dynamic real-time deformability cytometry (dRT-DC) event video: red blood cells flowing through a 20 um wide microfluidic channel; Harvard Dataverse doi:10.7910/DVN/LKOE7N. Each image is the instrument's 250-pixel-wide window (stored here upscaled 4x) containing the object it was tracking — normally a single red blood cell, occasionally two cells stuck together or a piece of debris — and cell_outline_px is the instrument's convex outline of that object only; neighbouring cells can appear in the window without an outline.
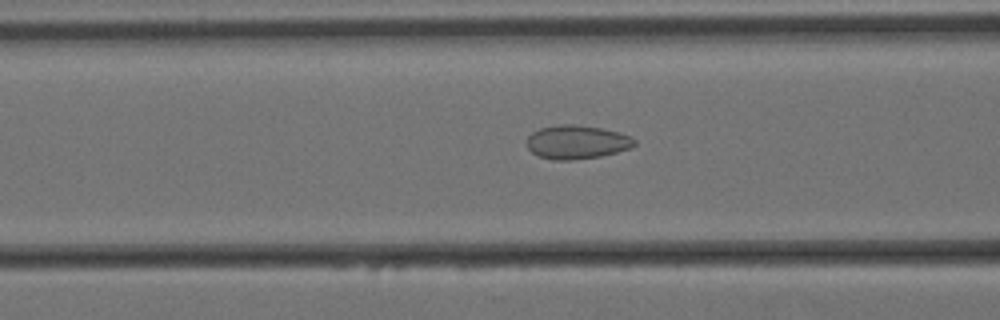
{"species": "Egyptian fruit bat (a non-hibernating species)", "species_latin": "Rousettus aegyptiacus", "temperature_condition": "cold", "stored_images_in_passage": 58, "camera_frame_rate_fps": 3000, "um_per_image_px": 0.085, "animal": {"sex": "female"}, "frame": {"image": 1, "passage_image": 22, "time_ms": 7.0, "image_size_px": [1000, 320], "cell_outline_px": [[636, 144], [628, 148], [616, 152], [600, 156], [568, 160], [552, 160], [540, 156], [532, 152], [528, 148], [528, 136], [532, 132], [540, 128], [560, 124], [576, 124], [600, 128], [632, 136], [636, 140]], "centroid_in_image_um": [49.02, 12.07], "position_along_channel_um": 117.6, "area_um2": 20.92}}
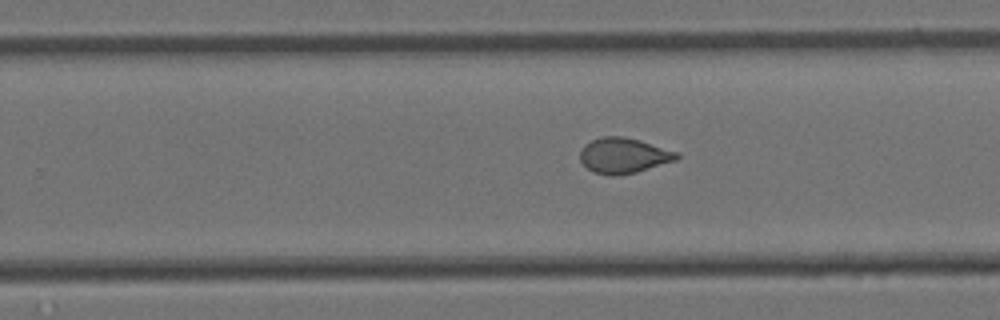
{"frame": {"image": 2, "passage_image": 36, "time_ms": 11.667, "image_size_px": [1000, 320], "cell_outline_px": [[680, 156], [676, 160], [636, 172], [620, 176], [612, 176], [592, 172], [580, 160], [580, 148], [584, 144], [592, 140], [604, 136], [624, 136], [640, 140], [680, 152]], "centroid_in_image_um": [53.01, 13.22], "position_along_channel_um": 276.8, "area_um2": 20.17}}
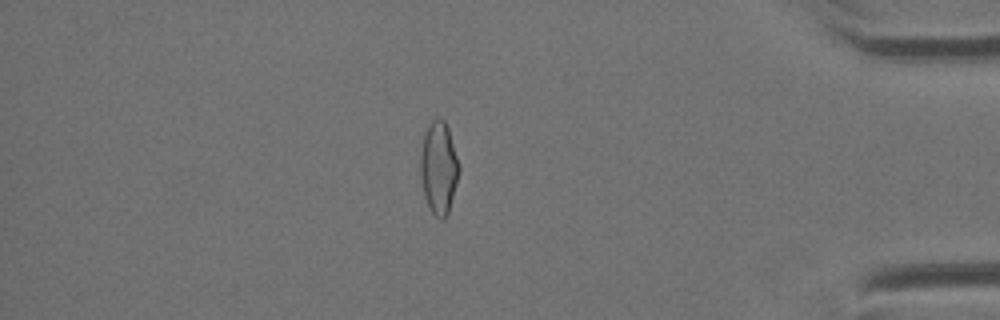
{"frame": {"image": 3, "passage_image": 50, "time_ms": 16.333, "image_size_px": [1000, 320], "cell_outline_px": [[460, 168], [448, 212], [444, 220], [440, 220], [428, 208], [424, 196], [420, 176], [420, 152], [424, 132], [428, 124], [436, 116], [440, 116], [444, 120], [448, 128], [460, 164]], "centroid_in_image_um": [37.27, 14.22], "position_along_channel_um": 397.9, "area_um2": 21.1}, "authors_computed_cell_mechanics": {"area_um2": 21.0103, "velocity_mm_per_s": 3.4164, "shape_relaxation_time_tau1_ms": null, "shape_relaxation_time_tau2_ms": 1.1035, "deformation_change_tau1": null, "deformation_change_tau2": 0.0654}}